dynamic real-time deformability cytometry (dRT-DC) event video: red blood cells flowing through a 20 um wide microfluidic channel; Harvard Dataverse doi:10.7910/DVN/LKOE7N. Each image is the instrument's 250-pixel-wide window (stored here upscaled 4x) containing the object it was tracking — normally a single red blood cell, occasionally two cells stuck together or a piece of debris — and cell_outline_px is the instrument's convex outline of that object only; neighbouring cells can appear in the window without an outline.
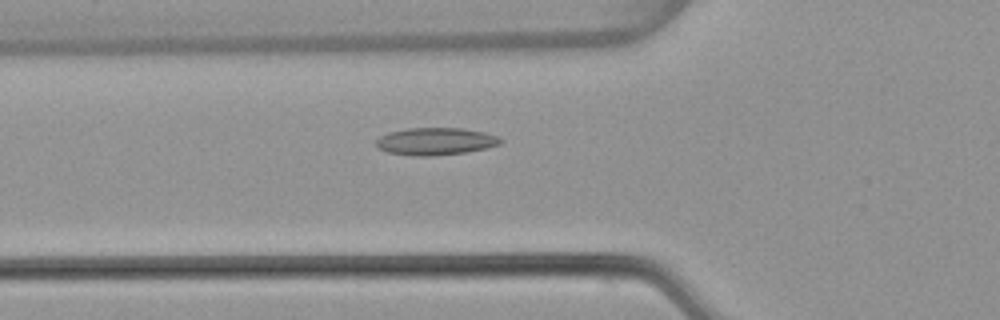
{"species": "common noctule bat (a hibernating species)", "species_latin": "Nyctalus noctula", "temperature_condition": "warm", "stored_images_in_passage": 53, "camera_frame_rate_fps": 3000, "um_per_image_px": 0.085, "animal": {"sex": "female", "body_mass_g": 22.7, "forearm_length_mm": 54.2}, "frame": {"image": 1, "passage_image": 19, "time_ms": 6.0, "image_size_px": [1000, 320], "cell_outline_px": [[504, 140], [500, 144], [488, 148], [464, 152], [432, 156], [412, 156], [388, 152], [380, 148], [376, 144], [376, 140], [380, 136], [388, 132], [408, 128], [464, 128], [484, 132], [500, 136]], "centroid_in_image_um": [37.06, 12.01], "position_along_channel_um": 88.7, "area_um2": 19.94}}
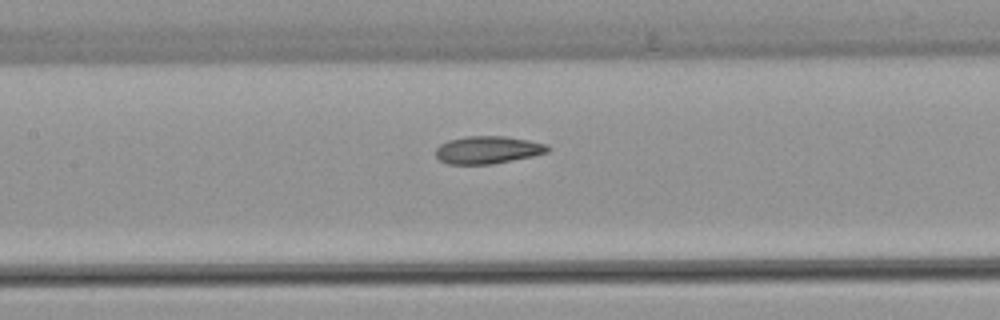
{"frame": {"image": 2, "passage_image": 25, "time_ms": 8.0, "image_size_px": [1000, 320], "cell_outline_px": [[552, 148], [548, 152], [532, 156], [492, 164], [448, 164], [440, 160], [436, 156], [436, 148], [440, 144], [448, 140], [468, 136], [504, 136], [528, 140], [548, 144]], "centroid_in_image_um": [41.48, 12.74], "position_along_channel_um": 165.9, "area_um2": 18.03}}
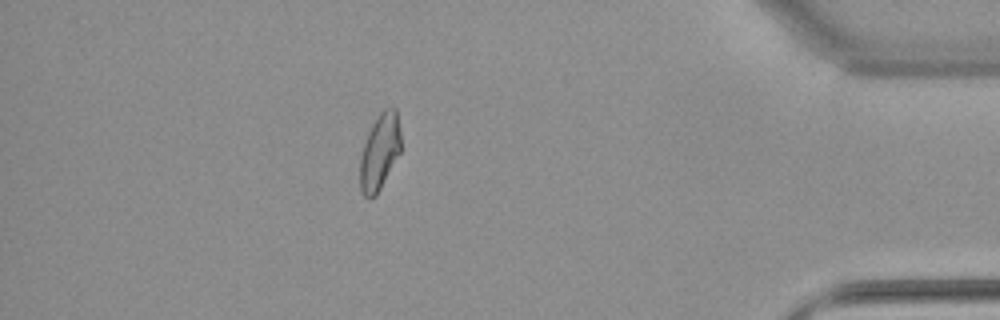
{"frame": {"image": 3, "passage_image": 47, "time_ms": 15.333, "image_size_px": [1000, 320], "cell_outline_px": [[400, 152], [376, 196], [368, 200], [364, 196], [360, 188], [360, 156], [368, 132], [372, 124], [380, 112], [384, 108], [396, 108], [400, 132]], "centroid_in_image_um": [32.26, 12.92], "position_along_channel_um": 402.9, "area_um2": 18.03}, "authors_computed_cell_mechanics": {"area_um2": 18.4382, "velocity_mm_per_s": 3.8309, "shape_relaxation_time_tau1_ms": null, "shape_relaxation_time_tau2_ms": 2.6601, "deformation_change_tau1": null, "deformation_change_tau2": 0.0912}}